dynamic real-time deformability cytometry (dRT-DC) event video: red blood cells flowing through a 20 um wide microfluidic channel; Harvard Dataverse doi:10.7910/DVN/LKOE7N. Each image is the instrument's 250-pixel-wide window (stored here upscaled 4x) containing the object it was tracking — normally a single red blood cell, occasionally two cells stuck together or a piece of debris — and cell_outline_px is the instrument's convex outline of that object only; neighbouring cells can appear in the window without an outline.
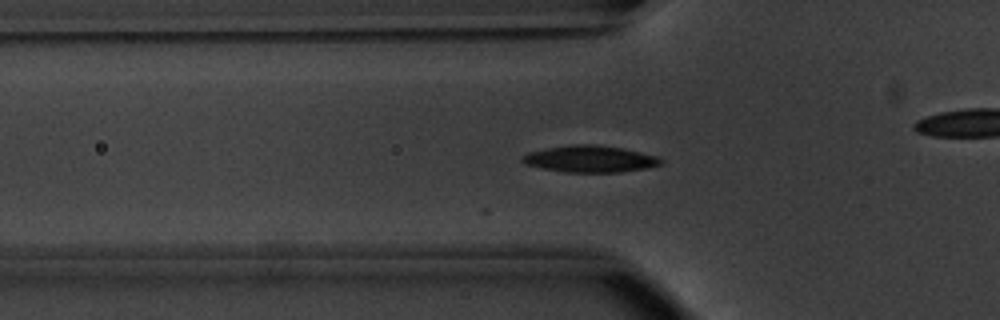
{"species": "common noctule bat (a hibernating species)", "species_latin": "Nyctalus noctula", "temperature_condition": "warm", "stored_images_in_passage": 12, "camera_frame_rate_fps": 3000, "um_per_image_px": 0.085, "animal": {"sex": "male", "body_mass_g": 20.1, "forearm_length_mm": 53.5}, "frame": {"image": 1, "passage_image": 2, "time_ms": 0.333, "image_size_px": [1000, 320], "cell_outline_px": [[664, 164], [648, 168], [620, 172], [564, 172], [524, 164], [520, 160], [520, 156], [528, 152], [548, 148], [572, 144], [592, 144], [624, 148], [656, 156], [664, 160]], "centroid_in_image_um": [50.17, 13.51], "position_along_channel_um": 75.6, "area_um2": 21.68}}
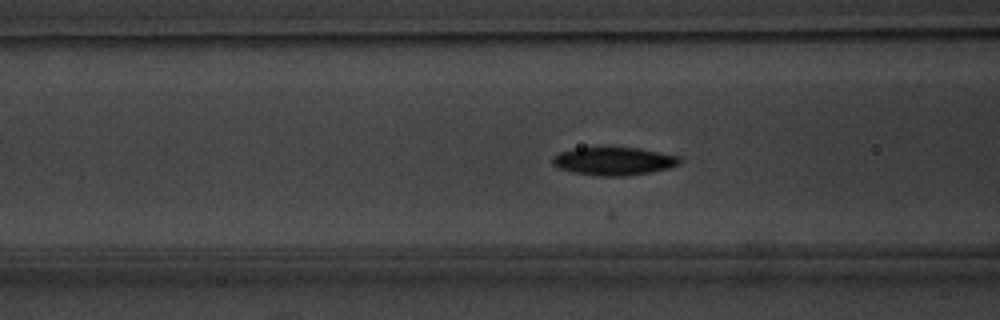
{"frame": {"image": 2, "passage_image": 5, "time_ms": 1.333, "image_size_px": [1000, 320], "cell_outline_px": [[680, 164], [668, 168], [652, 172], [624, 176], [596, 176], [572, 172], [560, 168], [552, 164], [552, 156], [560, 152], [572, 148], [640, 148], [680, 156]], "centroid_in_image_um": [52.17, 13.7], "position_along_channel_um": 114.4, "area_um2": 20.81}}